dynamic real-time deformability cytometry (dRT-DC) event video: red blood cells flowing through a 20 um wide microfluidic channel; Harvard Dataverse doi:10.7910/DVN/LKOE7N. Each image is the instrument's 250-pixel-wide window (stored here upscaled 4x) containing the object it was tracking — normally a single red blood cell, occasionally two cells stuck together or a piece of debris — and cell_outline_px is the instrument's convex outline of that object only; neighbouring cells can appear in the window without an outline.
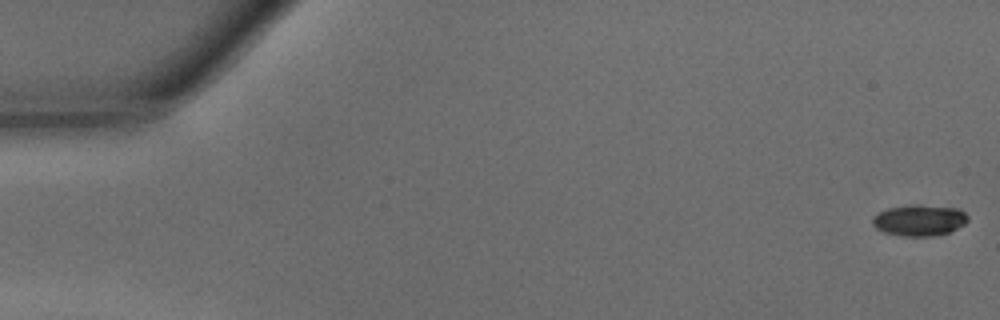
{"species": "common noctule bat (a hibernating species)", "species_latin": "Nyctalus noctula", "temperature_condition": "warm", "stored_images_in_passage": 48, "camera_frame_rate_fps": 3000, "um_per_image_px": 0.085, "animal": {"sex": "male", "body_mass_g": 15.6}, "frame": {"image": 1, "passage_image": 1, "time_ms": 0.0, "image_size_px": [1000, 320], "cell_outline_px": [[968, 220], [964, 224], [948, 232], [932, 236], [900, 236], [884, 232], [876, 228], [872, 224], [872, 220], [880, 212], [888, 208], [912, 204], [920, 204], [956, 208], [964, 212], [968, 216]], "centroid_in_image_um": [78.14, 18.71], "position_along_channel_um": 6.9, "area_um2": 17.22}}
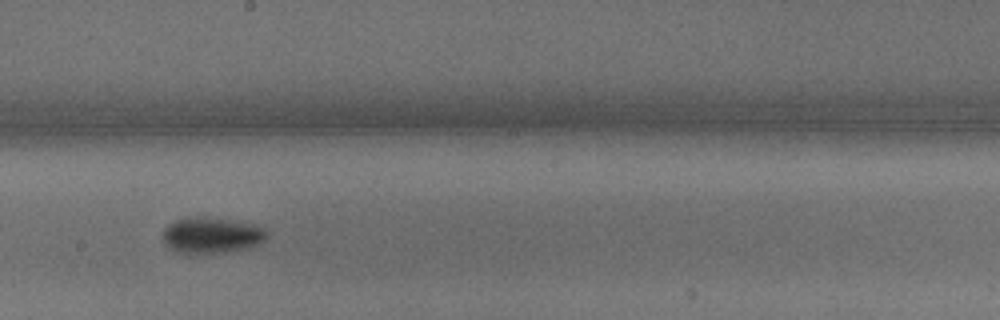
{"frame": {"image": 2, "passage_image": 27, "time_ms": 8.667, "image_size_px": [1000, 320], "cell_outline_px": [[268, 236], [264, 240], [248, 248], [224, 252], [180, 252], [168, 248], [164, 240], [164, 228], [176, 220], [224, 220], [252, 224], [264, 228], [268, 232]], "centroid_in_image_um": [18.03, 20.04], "position_along_channel_um": 230.2, "area_um2": 20.4}}
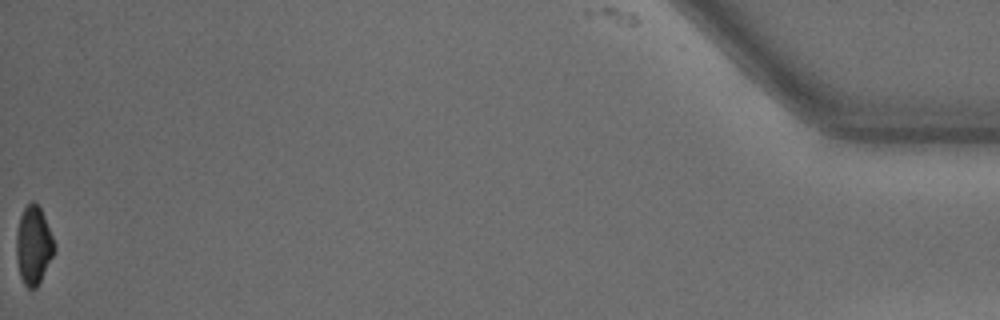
{"frame": {"image": 3, "passage_image": 48, "time_ms": 15.667, "image_size_px": [1000, 320], "cell_outline_px": [[56, 248], [36, 288], [28, 288], [24, 284], [20, 276], [16, 260], [16, 236], [20, 216], [24, 208], [32, 200], [36, 200], [44, 216], [56, 244]], "centroid_in_image_um": [2.84, 20.82], "position_along_channel_um": 432.4, "area_um2": 17.28}, "authors_computed_cell_mechanics": {"area_um2": 18.9006, "velocity_mm_per_s": 4.2952, "shape_relaxation_time_tau1_ms": 1.9154, "shape_relaxation_time_tau2_ms": null, "deformation_change_tau1": 0.1088, "deformation_change_tau2": null}}